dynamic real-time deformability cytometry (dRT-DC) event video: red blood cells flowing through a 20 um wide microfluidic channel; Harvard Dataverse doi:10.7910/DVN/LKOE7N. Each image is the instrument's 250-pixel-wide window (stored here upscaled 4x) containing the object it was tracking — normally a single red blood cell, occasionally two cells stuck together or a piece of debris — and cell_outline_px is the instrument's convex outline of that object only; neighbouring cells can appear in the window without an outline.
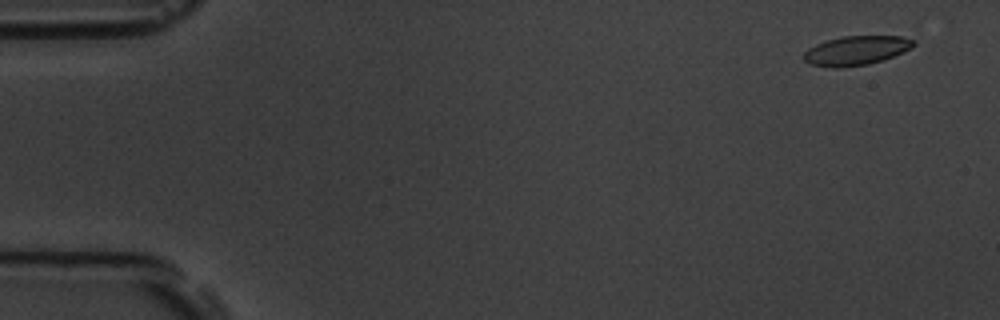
{"species": "common noctule bat (a hibernating species)", "species_latin": "Nyctalus noctula", "temperature_condition": "room temperature", "stored_images_in_passage": 6, "camera_frame_rate_fps": 3000, "um_per_image_px": 0.085, "animal": {"sex": "male", "body_mass_g": 19.5, "forearm_length_mm": 54.6}, "frame": {"image": 1, "passage_image": 1, "time_ms": 0.0, "image_size_px": [1000, 320], "cell_outline_px": [[916, 44], [892, 56], [868, 64], [840, 68], [832, 68], [808, 64], [804, 60], [804, 52], [808, 48], [824, 40], [840, 36], [900, 36], [916, 40]], "centroid_in_image_um": [72.7, 4.29], "position_along_channel_um": 12.3, "area_um2": 18.67}}